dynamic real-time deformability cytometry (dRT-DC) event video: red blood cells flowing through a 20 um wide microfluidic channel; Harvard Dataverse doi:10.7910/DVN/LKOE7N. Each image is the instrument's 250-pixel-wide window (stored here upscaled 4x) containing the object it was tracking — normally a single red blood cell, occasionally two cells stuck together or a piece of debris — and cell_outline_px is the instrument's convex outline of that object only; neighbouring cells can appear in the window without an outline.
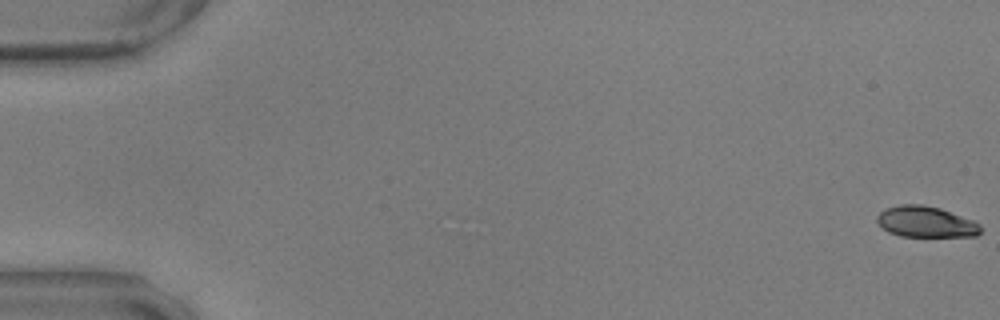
{"species": "common noctule bat (a hibernating species)", "species_latin": "Nyctalus noctula", "temperature_condition": "warm", "stored_images_in_passage": 58, "camera_frame_rate_fps": 3000, "um_per_image_px": 0.085, "animal": {"sex": "male", "body_mass_g": 17.9, "forearm_length_mm": 54.2}, "frame": {"image": 1, "passage_image": 1, "time_ms": 0.0, "image_size_px": [1000, 320], "cell_outline_px": [[980, 232], [976, 236], [900, 236], [888, 232], [876, 220], [876, 216], [884, 208], [900, 204], [920, 204], [940, 208], [972, 220], [980, 224]], "centroid_in_image_um": [78.66, 18.85], "position_along_channel_um": 6.3, "area_um2": 18.61}}
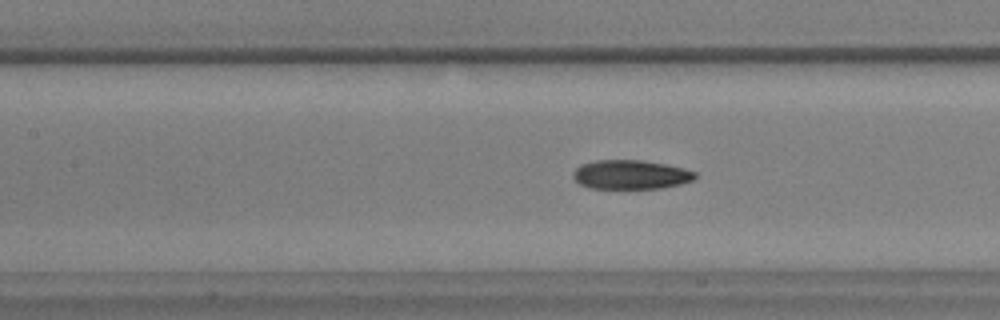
{"frame": {"image": 2, "passage_image": 27, "time_ms": 8.667, "image_size_px": [1000, 320], "cell_outline_px": [[696, 176], [692, 180], [680, 184], [660, 188], [588, 188], [580, 184], [572, 176], [572, 172], [580, 164], [596, 160], [640, 160], [664, 164], [684, 168], [696, 172]], "centroid_in_image_um": [53.57, 14.84], "position_along_channel_um": 153.8, "area_um2": 20.63}}
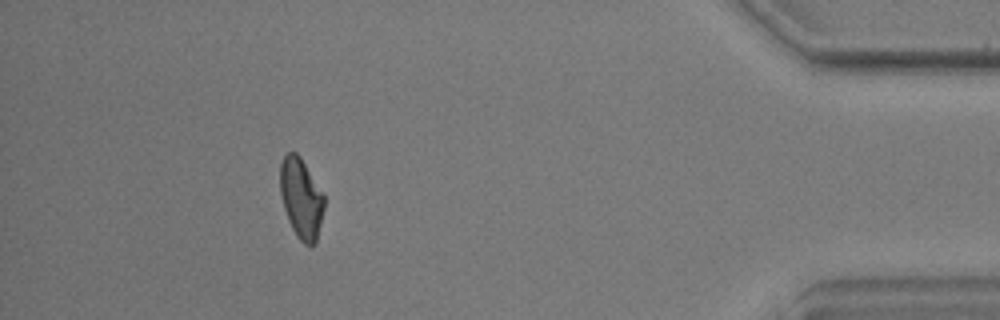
{"frame": {"image": 3, "passage_image": 53, "time_ms": 17.333, "image_size_px": [1000, 320], "cell_outline_px": [[324, 208], [316, 244], [312, 248], [304, 244], [296, 236], [288, 220], [284, 208], [280, 192], [280, 164], [284, 156], [288, 152], [296, 152], [300, 156], [324, 196]], "centroid_in_image_um": [25.6, 16.9], "position_along_channel_um": 409.6, "area_um2": 20.58}, "authors_computed_cell_mechanics": {"area_um2": 20.8658, "velocity_mm_per_s": 3.5346, "shape_relaxation_time_tau1_ms": 6.6889, "shape_relaxation_time_tau2_ms": 2.7147, "deformation_change_tau1": 0.1817, "deformation_change_tau2": 0.0935}}